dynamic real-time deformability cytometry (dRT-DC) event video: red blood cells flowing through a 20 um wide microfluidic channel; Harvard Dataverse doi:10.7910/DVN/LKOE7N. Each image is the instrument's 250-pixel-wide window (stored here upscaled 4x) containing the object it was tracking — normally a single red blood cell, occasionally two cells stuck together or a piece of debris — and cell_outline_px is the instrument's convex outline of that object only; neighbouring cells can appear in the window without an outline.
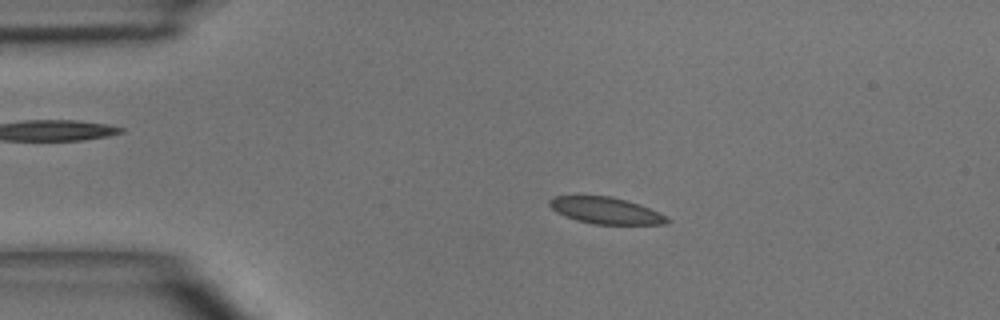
{"species": "common noctule bat (a hibernating species)", "species_latin": "Nyctalus noctula", "temperature_condition": "room temperature", "stored_images_in_passage": 4, "camera_frame_rate_fps": 3000, "um_per_image_px": 0.085, "animal": {"sex": "male", "body_mass_g": 15.6}, "frame": {"image": 1, "passage_image": 3, "time_ms": 3.0, "image_size_px": [1000, 320], "cell_outline_px": [[672, 220], [668, 224], [592, 224], [576, 220], [564, 216], [556, 212], [548, 204], [548, 200], [556, 196], [612, 196], [628, 200], [640, 204], [668, 216]], "centroid_in_image_um": [51.53, 17.9], "position_along_channel_um": 33.5, "area_um2": 18.44}}